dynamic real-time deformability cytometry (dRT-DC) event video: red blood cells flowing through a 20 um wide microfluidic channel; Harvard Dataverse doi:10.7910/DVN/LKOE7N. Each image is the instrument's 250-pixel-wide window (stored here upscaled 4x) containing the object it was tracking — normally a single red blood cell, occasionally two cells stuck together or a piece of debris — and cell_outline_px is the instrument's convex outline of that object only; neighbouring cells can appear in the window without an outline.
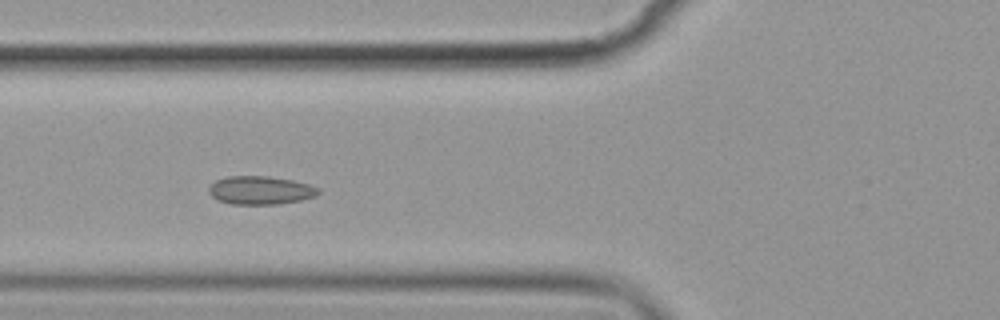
{"species": "common noctule bat (a hibernating species)", "species_latin": "Nyctalus noctula", "temperature_condition": "cold", "stored_images_in_passage": 6, "camera_frame_rate_fps": 3000, "um_per_image_px": 0.085, "animal": {"sex": "female", "body_mass_g": 19.9}, "frame": {"image": 1, "passage_image": 5, "time_ms": 4.667, "image_size_px": [1000, 320], "cell_outline_px": [[320, 192], [316, 196], [300, 200], [276, 204], [232, 204], [220, 200], [212, 196], [208, 192], [208, 188], [216, 180], [228, 176], [268, 176], [292, 180], [308, 184], [320, 188]], "centroid_in_image_um": [22.15, 16.17], "position_along_channel_um": 103.7, "area_um2": 17.98}}
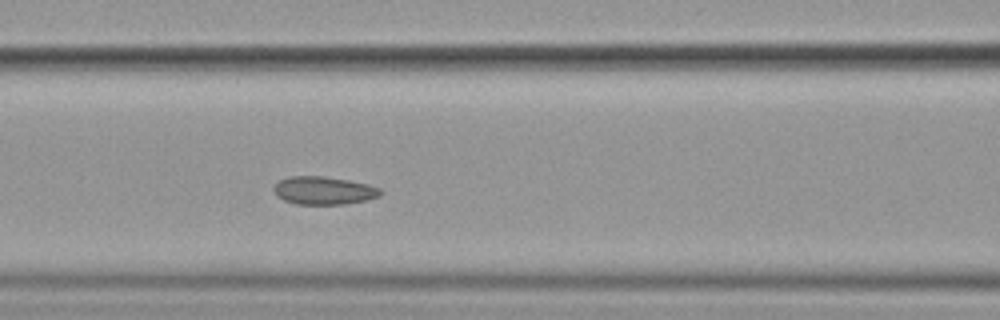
{"frame": {"image": 2, "passage_image": 6, "time_ms": 5.667, "image_size_px": [1000, 320], "cell_outline_px": [[384, 192], [380, 196], [364, 200], [344, 204], [296, 204], [284, 200], [276, 196], [272, 188], [280, 180], [288, 176], [324, 176], [348, 180], [368, 184], [380, 188]], "centroid_in_image_um": [27.51, 16.19], "position_along_channel_um": 139.1, "area_um2": 17.46}}